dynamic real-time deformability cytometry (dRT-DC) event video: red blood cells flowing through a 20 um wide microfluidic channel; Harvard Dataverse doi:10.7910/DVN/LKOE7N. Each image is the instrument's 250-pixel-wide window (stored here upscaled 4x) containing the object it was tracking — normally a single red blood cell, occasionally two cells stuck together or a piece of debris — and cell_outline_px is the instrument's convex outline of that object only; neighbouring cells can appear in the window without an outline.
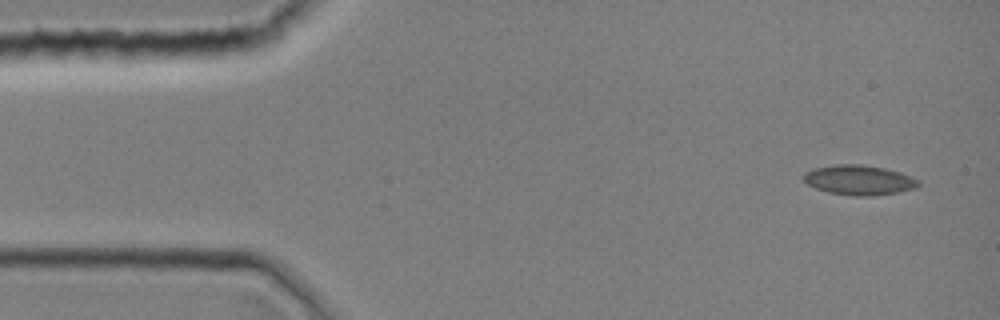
{"species": "common noctule bat (a hibernating species)", "species_latin": "Nyctalus noctula", "temperature_condition": "room temperature", "stored_images_in_passage": 1, "camera_frame_rate_fps": 3000, "um_per_image_px": 0.085, "animal": {"sex": "female", "body_mass_g": 19.0, "forearm_length_mm": 51.5}, "frame": {"image": 1, "passage_image": 1, "time_ms": 0.0, "image_size_px": [1000, 320], "cell_outline_px": [[920, 184], [916, 188], [896, 192], [872, 196], [856, 196], [828, 192], [816, 188], [808, 184], [804, 180], [804, 172], [812, 168], [836, 164], [860, 164], [884, 168], [900, 172], [920, 180]], "centroid_in_image_um": [73.02, 15.29], "position_along_channel_um": 12.0, "area_um2": 19.94}}